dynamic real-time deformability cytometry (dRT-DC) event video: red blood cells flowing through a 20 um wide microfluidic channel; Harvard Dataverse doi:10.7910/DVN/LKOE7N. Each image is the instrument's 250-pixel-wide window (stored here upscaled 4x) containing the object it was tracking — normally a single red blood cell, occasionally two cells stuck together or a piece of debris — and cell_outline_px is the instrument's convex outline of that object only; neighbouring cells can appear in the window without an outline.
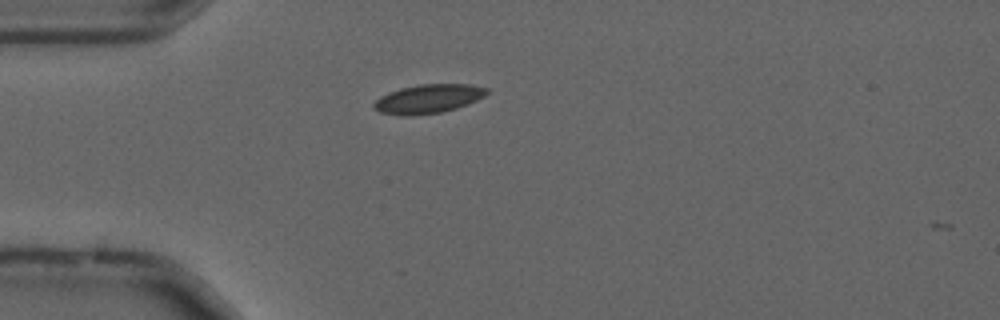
{"species": "common noctule bat (a hibernating species)", "species_latin": "Nyctalus noctula", "temperature_condition": "cold", "stored_images_in_passage": 3, "camera_frame_rate_fps": 3000, "um_per_image_px": 0.085, "animal": {"sex": "male", "forearm_length_mm": 52.5}, "frame": {"image": 1, "passage_image": 1, "time_ms": 0.0, "image_size_px": [1000, 320], "cell_outline_px": [[488, 92], [484, 96], [476, 100], [456, 108], [440, 112], [408, 116], [400, 116], [380, 112], [372, 104], [380, 96], [388, 92], [400, 88], [416, 84], [472, 84], [488, 88]], "centroid_in_image_um": [36.38, 8.39], "position_along_channel_um": 48.6, "area_um2": 19.02}}